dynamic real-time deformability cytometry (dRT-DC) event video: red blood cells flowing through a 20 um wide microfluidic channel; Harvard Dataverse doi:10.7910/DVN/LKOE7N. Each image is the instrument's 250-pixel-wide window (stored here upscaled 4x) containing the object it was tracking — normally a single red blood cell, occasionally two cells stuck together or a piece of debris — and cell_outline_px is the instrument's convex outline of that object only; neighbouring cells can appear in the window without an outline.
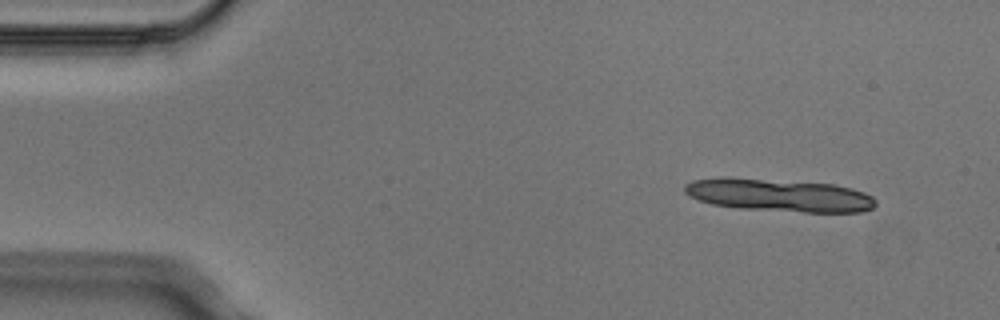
{"species": "Egyptian fruit bat (a non-hibernating species)", "species_latin": "Rousettus aegyptiacus", "temperature_condition": "cold", "stored_images_in_passage": 3, "camera_frame_rate_fps": 3000, "um_per_image_px": 0.085, "animal": {"sex": "male"}, "frame": {"image": 1, "passage_image": 1, "time_ms": 0.0, "image_size_px": [1000, 320], "cell_outline_px": [[876, 204], [872, 208], [860, 212], [804, 212], [740, 208], [712, 204], [688, 196], [684, 192], [684, 184], [692, 180], [724, 176], [836, 184], [852, 188], [864, 192], [872, 196], [876, 200]], "centroid_in_image_um": [66.2, 16.57], "position_along_channel_um": 18.8, "area_um2": 36.76}}